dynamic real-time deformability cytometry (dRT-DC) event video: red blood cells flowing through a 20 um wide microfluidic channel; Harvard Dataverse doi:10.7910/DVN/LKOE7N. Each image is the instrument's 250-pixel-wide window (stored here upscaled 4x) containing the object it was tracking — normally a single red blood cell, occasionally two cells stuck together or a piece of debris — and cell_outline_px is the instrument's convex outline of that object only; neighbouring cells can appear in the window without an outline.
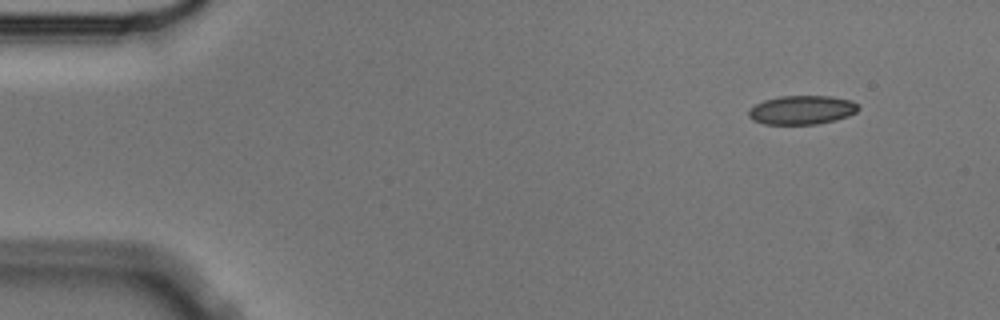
{"species": "Egyptian fruit bat (a non-hibernating species)", "species_latin": "Rousettus aegyptiacus", "temperature_condition": "cold", "stored_images_in_passage": 3, "camera_frame_rate_fps": 3000, "um_per_image_px": 0.085, "animal": {"sex": "male"}, "frame": {"image": 1, "passage_image": 1, "time_ms": 0.0, "image_size_px": [1000, 320], "cell_outline_px": [[860, 108], [856, 112], [848, 116], [836, 120], [816, 124], [764, 124], [752, 120], [748, 116], [748, 108], [764, 100], [780, 96], [832, 96], [852, 100]], "centroid_in_image_um": [68.15, 9.34], "position_along_channel_um": 16.9, "area_um2": 18.61}}
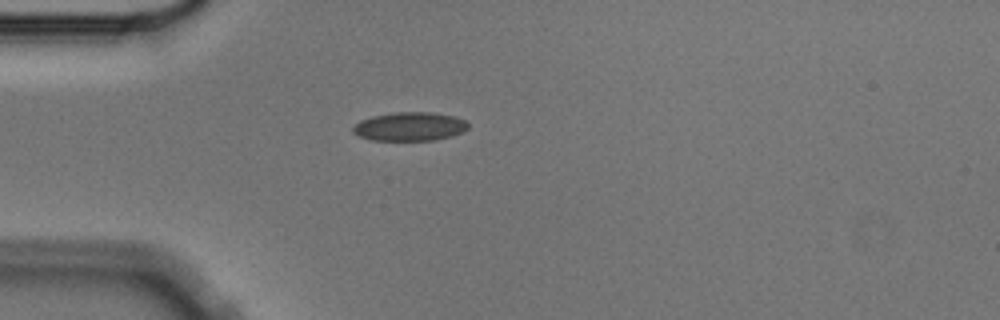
{"frame": {"image": 2, "passage_image": 3, "time_ms": 0.667, "image_size_px": [1000, 320], "cell_outline_px": [[468, 128], [464, 132], [452, 136], [432, 140], [372, 140], [360, 136], [352, 132], [352, 128], [360, 120], [372, 116], [392, 112], [432, 112], [452, 116], [464, 120], [468, 124]], "centroid_in_image_um": [34.82, 10.75], "position_along_channel_um": 50.2, "area_um2": 19.25}}